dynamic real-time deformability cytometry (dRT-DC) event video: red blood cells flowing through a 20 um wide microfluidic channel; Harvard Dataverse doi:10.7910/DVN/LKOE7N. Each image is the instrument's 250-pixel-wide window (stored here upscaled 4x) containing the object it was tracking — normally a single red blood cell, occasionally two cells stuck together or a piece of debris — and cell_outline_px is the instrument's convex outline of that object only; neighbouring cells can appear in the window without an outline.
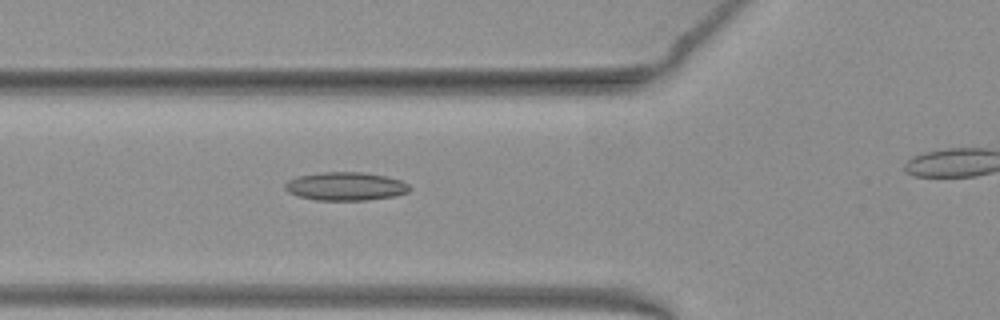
{"species": "common noctule bat (a hibernating species)", "species_latin": "Nyctalus noctula", "temperature_condition": "warm", "stored_images_in_passage": 35, "camera_frame_rate_fps": 3000, "um_per_image_px": 0.085, "animal": {"sex": "female", "body_mass_g": 19.3, "forearm_length_mm": 54.1}, "frame": {"image": 1, "passage_image": 10, "time_ms": 3.0, "image_size_px": [1000, 320], "cell_outline_px": [[412, 188], [408, 192], [396, 196], [364, 200], [316, 200], [296, 196], [288, 192], [284, 188], [284, 184], [288, 180], [300, 176], [320, 172], [364, 172], [384, 176], [400, 180], [408, 184]], "centroid_in_image_um": [29.37, 15.84], "position_along_channel_um": 96.4, "area_um2": 20.63}}
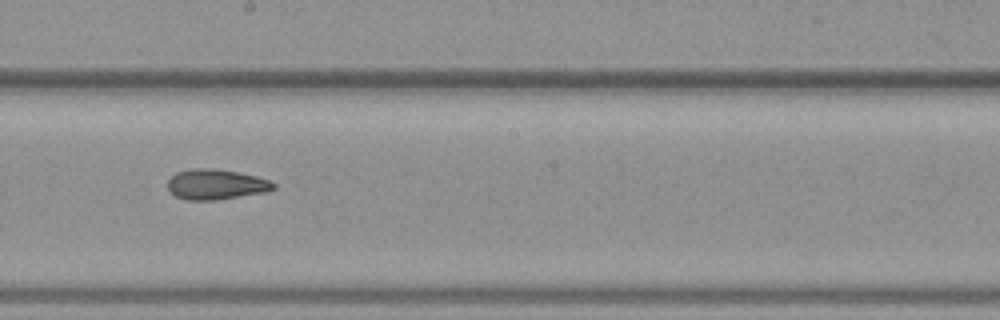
{"frame": {"image": 2, "passage_image": 20, "time_ms": 6.333, "image_size_px": [1000, 320], "cell_outline_px": [[276, 188], [264, 192], [216, 200], [188, 200], [176, 196], [168, 188], [168, 180], [176, 172], [192, 168], [208, 168], [236, 172], [256, 176], [268, 180], [276, 184]], "centroid_in_image_um": [18.35, 15.67], "position_along_channel_um": 229.9, "area_um2": 18.44}}
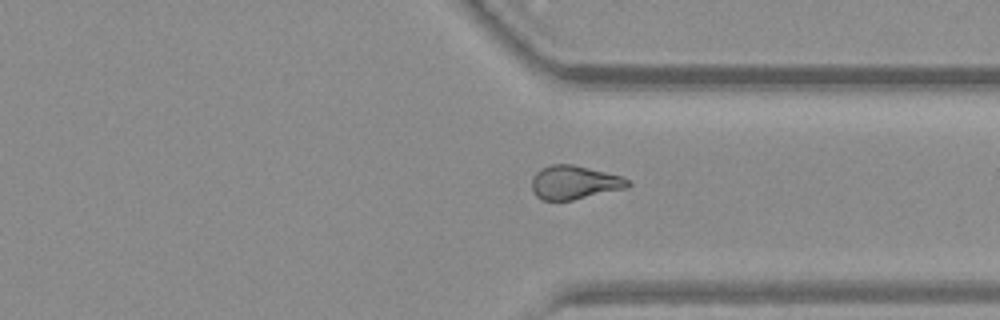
{"frame": {"image": 3, "passage_image": 30, "time_ms": 9.667, "image_size_px": [1000, 320], "cell_outline_px": [[632, 184], [628, 188], [572, 200], [540, 200], [532, 192], [532, 176], [540, 168], [552, 164], [572, 164], [620, 176], [628, 180]], "centroid_in_image_um": [48.79, 15.51], "position_along_channel_um": 362.6, "area_um2": 18.9}}